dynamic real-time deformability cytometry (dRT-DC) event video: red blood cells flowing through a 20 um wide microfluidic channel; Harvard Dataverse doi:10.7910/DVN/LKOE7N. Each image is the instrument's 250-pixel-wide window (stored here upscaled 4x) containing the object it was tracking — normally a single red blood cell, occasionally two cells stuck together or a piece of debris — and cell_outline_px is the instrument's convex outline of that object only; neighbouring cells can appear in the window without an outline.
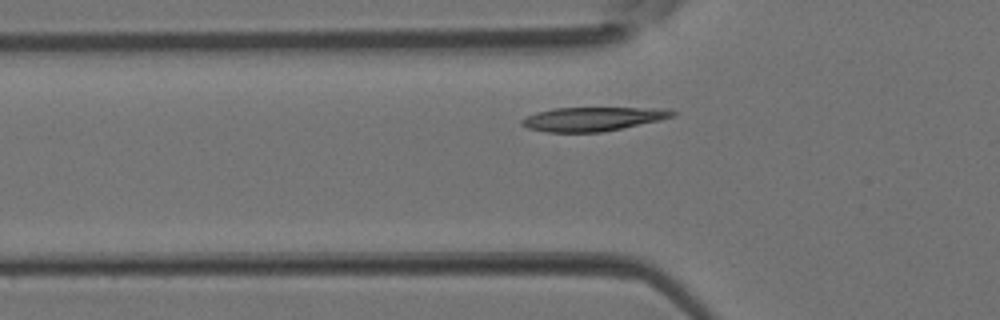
{"species": "Egyptian fruit bat (a non-hibernating species)", "species_latin": "Rousettus aegyptiacus", "temperature_condition": "room temperature", "stored_images_in_passage": 4, "camera_frame_rate_fps": 3000, "um_per_image_px": 0.085, "animal": {"sex": "female"}, "frame": {"image": 1, "passage_image": 4, "time_ms": 1.0, "image_size_px": [1000, 320], "cell_outline_px": [[680, 112], [676, 116], [660, 120], [604, 132], [544, 132], [528, 128], [520, 124], [520, 120], [524, 116], [536, 112], [552, 108], [668, 108]], "centroid_in_image_um": [50.4, 10.11], "position_along_channel_um": 75.4, "area_um2": 21.39}}